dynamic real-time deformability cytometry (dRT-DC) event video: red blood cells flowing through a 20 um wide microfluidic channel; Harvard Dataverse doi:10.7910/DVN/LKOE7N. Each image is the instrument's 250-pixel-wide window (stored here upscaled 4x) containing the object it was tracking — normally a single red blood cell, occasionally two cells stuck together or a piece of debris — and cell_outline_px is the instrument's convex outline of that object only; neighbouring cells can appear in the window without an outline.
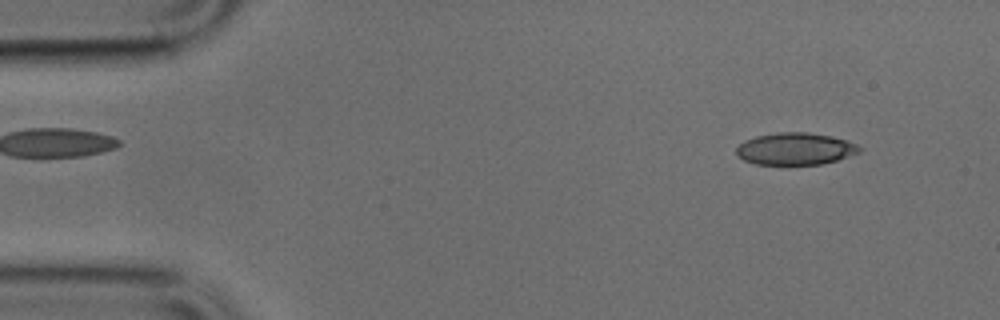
{"species": "common noctule bat (a hibernating species)", "species_latin": "Nyctalus noctula", "temperature_condition": "cold", "stored_images_in_passage": 49, "camera_frame_rate_fps": 3000, "um_per_image_px": 0.085, "animal": {"sex": "male", "body_mass_g": 17.9, "forearm_length_mm": 54.2}, "frame": {"image": 1, "passage_image": 4, "time_ms": 1.0, "image_size_px": [1000, 320], "cell_outline_px": [[864, 148], [860, 152], [836, 160], [820, 164], [756, 164], [744, 160], [736, 152], [736, 148], [744, 140], [756, 136], [776, 132], [808, 132], [832, 136], [848, 140]], "centroid_in_image_um": [67.63, 12.63], "position_along_channel_um": 17.4, "area_um2": 23.0}}
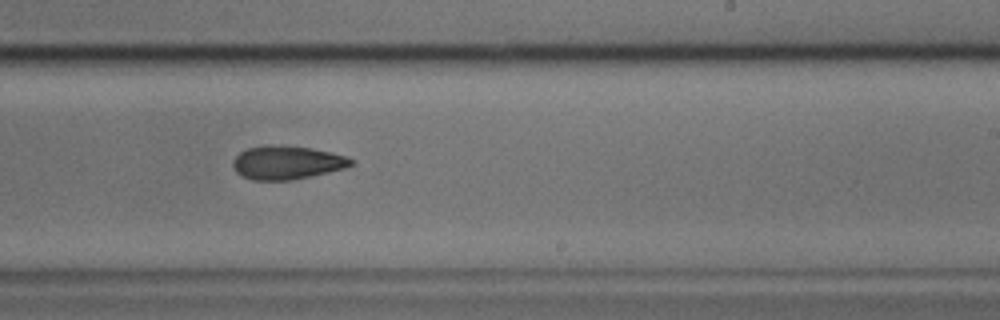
{"frame": {"image": 2, "passage_image": 29, "time_ms": 9.333, "image_size_px": [1000, 320], "cell_outline_px": [[356, 164], [344, 168], [328, 172], [292, 180], [252, 180], [236, 172], [232, 164], [232, 160], [240, 152], [248, 148], [268, 144], [312, 148], [332, 152], [348, 156], [356, 160]], "centroid_in_image_um": [24.43, 13.81], "position_along_channel_um": 264.6, "area_um2": 23.24}}
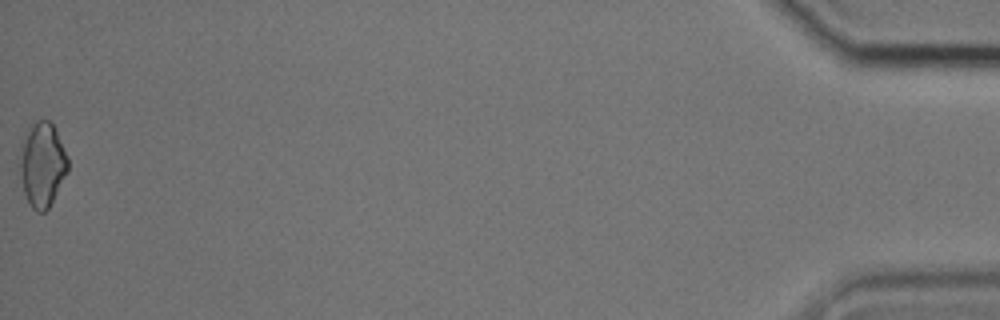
{"frame": {"image": 3, "passage_image": 49, "time_ms": 16.0, "image_size_px": [1000, 320], "cell_outline_px": [[68, 172], [48, 208], [44, 212], [36, 212], [32, 208], [24, 192], [20, 172], [20, 144], [32, 124], [36, 120], [48, 120], [56, 128], [68, 156]], "centroid_in_image_um": [3.61, 13.97], "position_along_channel_um": 431.6, "area_um2": 23.64}}